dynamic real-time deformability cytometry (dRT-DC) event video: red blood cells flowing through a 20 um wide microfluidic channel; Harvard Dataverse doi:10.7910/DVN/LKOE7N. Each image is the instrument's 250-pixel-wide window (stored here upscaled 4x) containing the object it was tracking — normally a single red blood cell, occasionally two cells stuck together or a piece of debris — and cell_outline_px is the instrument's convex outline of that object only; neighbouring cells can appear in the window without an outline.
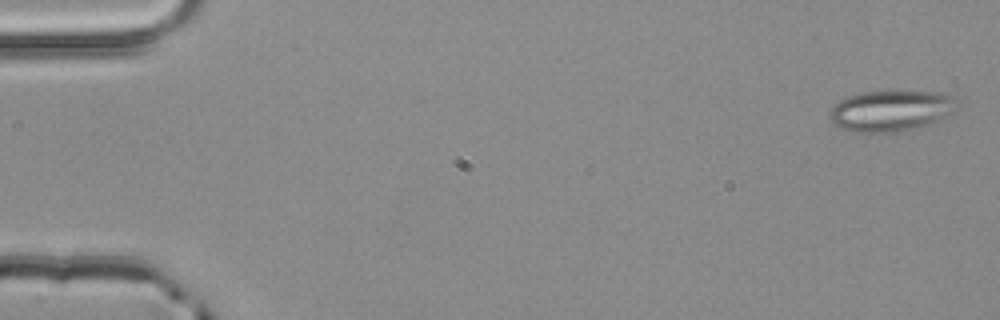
{"species": "common noctule bat (a hibernating species)", "species_latin": "Nyctalus noctula", "temperature_condition": "room temperature", "stored_images_in_passage": 4, "camera_frame_rate_fps": 3000, "um_per_image_px": 0.085, "animal": {"sex": "male", "body_mass_g": 20.4}, "frame": {"image": 1, "passage_image": 1, "time_ms": 0.0, "image_size_px": [1000, 320], "cell_outline_px": [[956, 112], [932, 124], [916, 128], [896, 132], [856, 132], [840, 128], [832, 124], [828, 116], [828, 112], [840, 100], [848, 96], [860, 92], [900, 88], [948, 92], [956, 100]], "centroid_in_image_um": [75.79, 9.36], "position_along_channel_um": 9.2, "area_um2": 31.96}}